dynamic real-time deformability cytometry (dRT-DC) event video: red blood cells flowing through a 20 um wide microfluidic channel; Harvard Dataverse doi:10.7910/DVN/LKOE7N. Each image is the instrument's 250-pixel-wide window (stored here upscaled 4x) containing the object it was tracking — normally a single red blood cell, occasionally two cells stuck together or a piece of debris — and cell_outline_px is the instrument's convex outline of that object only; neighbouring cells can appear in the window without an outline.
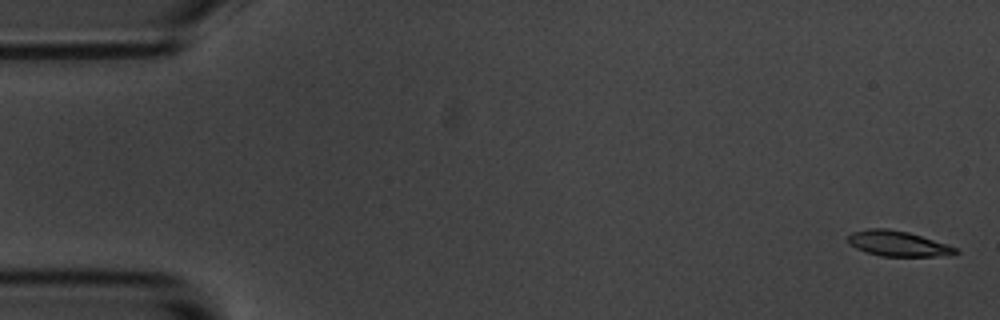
{"species": "common noctule bat (a hibernating species)", "species_latin": "Nyctalus noctula", "temperature_condition": "room temperature", "stored_images_in_passage": 6, "camera_frame_rate_fps": 3000, "um_per_image_px": 0.085, "animal": {"sex": "male", "body_mass_g": 20.1, "forearm_length_mm": 53.5}, "frame": {"image": 1, "passage_image": 1, "time_ms": 0.0, "image_size_px": [1000, 320], "cell_outline_px": [[960, 252], [936, 256], [880, 256], [856, 248], [848, 244], [848, 236], [852, 232], [868, 228], [888, 228], [908, 232], [948, 244], [956, 248]], "centroid_in_image_um": [76.28, 20.69], "position_along_channel_um": 8.7, "area_um2": 15.78}}
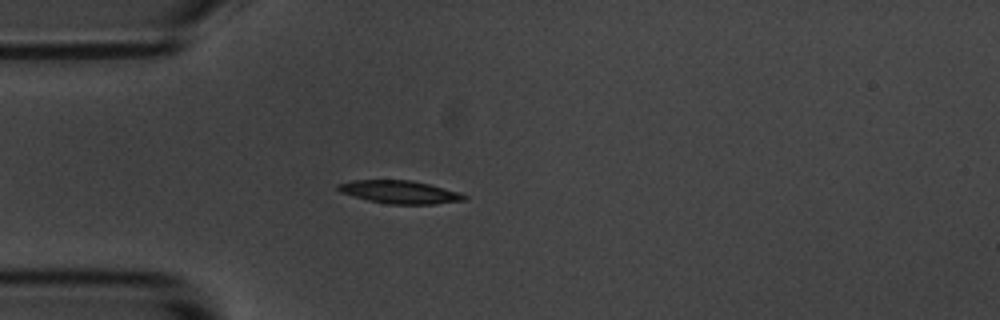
{"frame": {"image": 2, "passage_image": 5, "time_ms": 4.667, "image_size_px": [1000, 320], "cell_outline_px": [[468, 196], [464, 200], [436, 204], [388, 204], [368, 200], [340, 192], [336, 188], [336, 184], [352, 180], [412, 180], [460, 192]], "centroid_in_image_um": [33.96, 16.32], "position_along_channel_um": 51.0, "area_um2": 16.88}}